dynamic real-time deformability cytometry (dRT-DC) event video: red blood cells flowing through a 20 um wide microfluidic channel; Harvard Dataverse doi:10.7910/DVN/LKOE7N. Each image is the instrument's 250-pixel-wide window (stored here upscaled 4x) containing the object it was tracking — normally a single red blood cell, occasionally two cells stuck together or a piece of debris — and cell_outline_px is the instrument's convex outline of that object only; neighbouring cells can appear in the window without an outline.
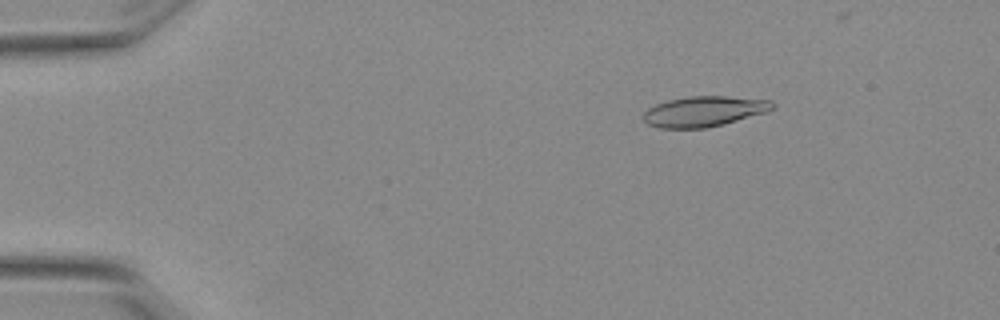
{"species": "Egyptian fruit bat (a non-hibernating species)", "species_latin": "Rousettus aegyptiacus", "temperature_condition": "warm", "stored_images_in_passage": 54, "camera_frame_rate_fps": 3000, "um_per_image_px": 0.085, "animal": {"sex": "female"}, "frame": {"image": 1, "passage_image": 9, "time_ms": 2.667, "image_size_px": [1000, 320], "cell_outline_px": [[776, 108], [768, 112], [724, 124], [704, 128], [660, 128], [648, 124], [640, 116], [648, 108], [656, 104], [668, 100], [688, 96], [728, 96], [772, 100], [776, 104]], "centroid_in_image_um": [59.88, 9.46], "position_along_channel_um": 25.1, "area_um2": 23.18}}
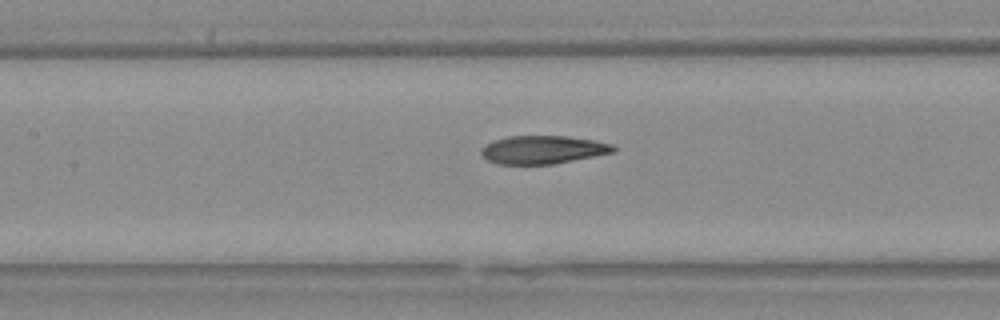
{"frame": {"image": 2, "passage_image": 26, "time_ms": 8.333, "image_size_px": [1000, 320], "cell_outline_px": [[616, 152], [552, 164], [500, 164], [488, 160], [480, 152], [480, 148], [484, 144], [492, 140], [508, 136], [568, 136], [592, 140], [612, 144], [616, 148]], "centroid_in_image_um": [46.12, 12.72], "position_along_channel_um": 161.3, "area_um2": 21.73}}
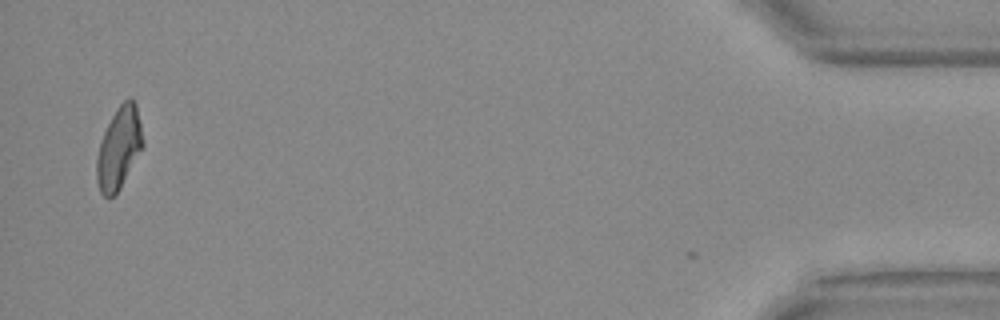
{"frame": {"image": 3, "passage_image": 53, "time_ms": 17.333, "image_size_px": [1000, 320], "cell_outline_px": [[144, 144], [120, 188], [112, 196], [104, 196], [100, 192], [96, 180], [96, 160], [100, 140], [116, 108], [128, 96], [132, 96], [136, 104]], "centroid_in_image_um": [10.1, 12.55], "position_along_channel_um": 425.1, "area_um2": 21.85}, "authors_computed_cell_mechanics": {"area_um2": 22.4842, "velocity_mm_per_s": 3.847, "shape_relaxation_time_tau1_ms": 9.6279, "shape_relaxation_time_tau2_ms": 2.6006, "deformation_change_tau1": 0.2655, "deformation_change_tau2": 0.0984}}